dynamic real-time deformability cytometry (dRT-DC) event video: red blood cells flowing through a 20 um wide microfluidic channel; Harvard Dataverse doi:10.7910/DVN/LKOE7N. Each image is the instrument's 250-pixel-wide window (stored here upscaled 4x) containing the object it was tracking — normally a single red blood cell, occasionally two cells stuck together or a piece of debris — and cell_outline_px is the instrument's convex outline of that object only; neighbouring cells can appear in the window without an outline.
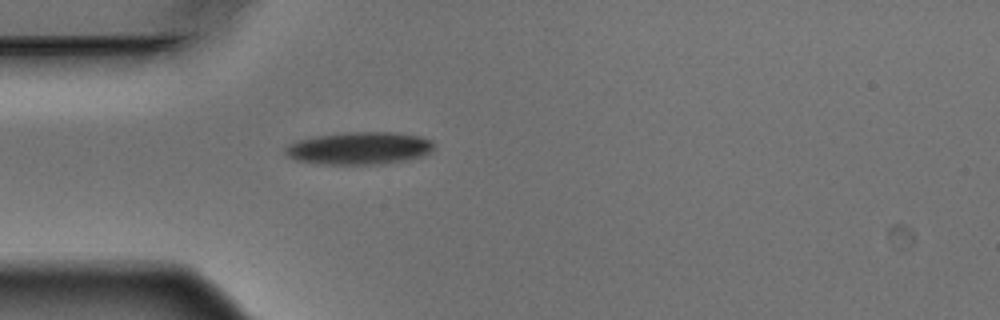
{"species": "Egyptian fruit bat (a non-hibernating species)", "species_latin": "Rousettus aegyptiacus", "temperature_condition": "warm", "stored_images_in_passage": 1, "camera_frame_rate_fps": 3000, "um_per_image_px": 0.085, "animal": {"sex": "male"}, "frame": {"image": 1, "passage_image": 1, "time_ms": 0.0, "image_size_px": [1000, 320], "cell_outline_px": [[436, 148], [432, 152], [424, 156], [408, 160], [384, 164], [316, 164], [296, 160], [288, 156], [284, 152], [284, 148], [288, 144], [300, 140], [316, 136], [344, 132], [392, 132], [420, 136], [432, 140], [436, 144]], "centroid_in_image_um": [30.6, 12.6], "position_along_channel_um": 54.4, "area_um2": 28.61}}